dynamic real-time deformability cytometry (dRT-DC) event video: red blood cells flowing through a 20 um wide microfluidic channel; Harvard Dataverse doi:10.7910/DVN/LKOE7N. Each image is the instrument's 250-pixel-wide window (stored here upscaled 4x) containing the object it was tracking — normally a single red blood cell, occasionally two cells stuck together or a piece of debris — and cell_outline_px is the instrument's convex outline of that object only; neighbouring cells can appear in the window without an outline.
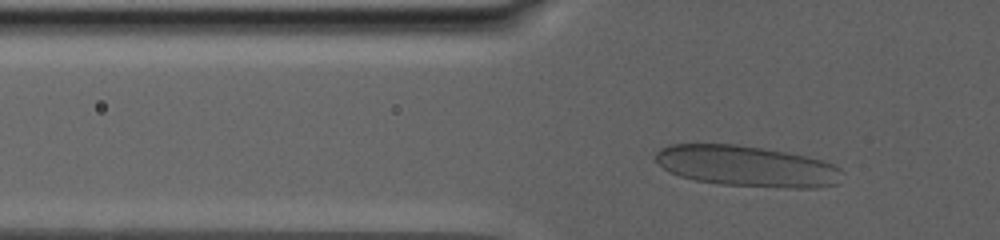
{"species": "human", "species_latin": "Homo sapiens", "temperature_condition": "warm", "stored_images_in_passage": 34, "camera_frame_rate_fps": 3000, "um_per_image_px": 0.085, "donor": {"sex": "male"}, "frame": {"image": 1, "passage_image": 10, "time_ms": 3.667, "image_size_px": [1000, 240], "cell_outline_px": [[840, 168], [836, 184], [816, 188], [788, 188], [720, 184], [696, 180], [680, 176], [668, 172], [656, 160], [656, 152], [660, 148], [672, 144], [736, 144], [784, 152], [804, 156], [820, 160], [832, 164]], "centroid_in_image_um": [63.42, 14.12], "position_along_channel_um": 62.4, "area_um2": 43.93}}
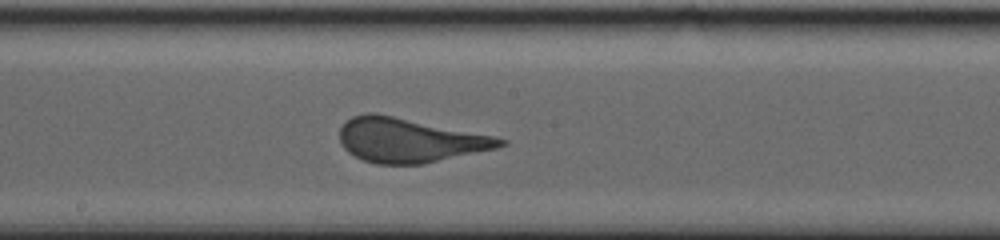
{"frame": {"image": 2, "passage_image": 25, "time_ms": 9.667, "image_size_px": [1000, 240], "cell_outline_px": [[508, 144], [496, 148], [420, 164], [376, 164], [364, 160], [348, 152], [344, 148], [340, 140], [340, 128], [352, 116], [368, 112], [372, 112], [492, 136], [508, 140]], "centroid_in_image_um": [34.76, 11.92], "position_along_channel_um": 213.4, "area_um2": 40.58}}
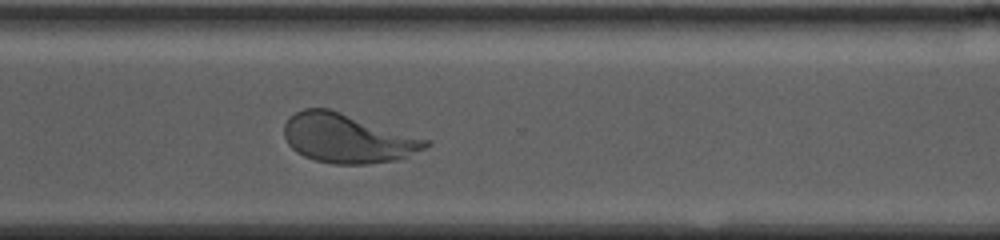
{"frame": {"image": 3, "passage_image": 34, "time_ms": 14.333, "image_size_px": [1000, 240], "cell_outline_px": [[432, 144], [424, 148], [396, 160], [368, 164], [332, 164], [316, 160], [304, 156], [296, 152], [288, 144], [284, 136], [284, 124], [288, 116], [304, 108], [328, 108], [428, 140]], "centroid_in_image_um": [29.46, 11.76], "position_along_channel_um": 341.1, "area_um2": 40.11}}